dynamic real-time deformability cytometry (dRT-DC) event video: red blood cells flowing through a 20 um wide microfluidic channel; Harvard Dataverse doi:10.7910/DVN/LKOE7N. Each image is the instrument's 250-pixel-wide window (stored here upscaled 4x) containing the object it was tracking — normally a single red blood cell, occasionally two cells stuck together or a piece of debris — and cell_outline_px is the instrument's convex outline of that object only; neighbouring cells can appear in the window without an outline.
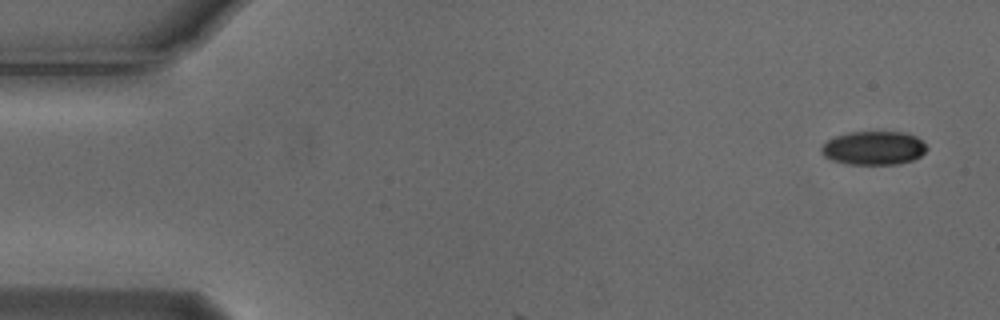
{"species": "Egyptian fruit bat (a non-hibernating species)", "species_latin": "Rousettus aegyptiacus", "temperature_condition": "cold", "stored_images_in_passage": 6, "camera_frame_rate_fps": 3000, "um_per_image_px": 0.085, "animal": {"sex": "male"}, "frame": {"image": 1, "passage_image": 1, "time_ms": 0.0, "image_size_px": [1000, 320], "cell_outline_px": [[928, 148], [920, 156], [912, 160], [896, 164], [848, 164], [832, 160], [824, 156], [820, 152], [820, 148], [828, 140], [836, 136], [848, 132], [908, 132], [916, 136]], "centroid_in_image_um": [74.25, 12.58], "position_along_channel_um": 10.7, "area_um2": 20.63}}
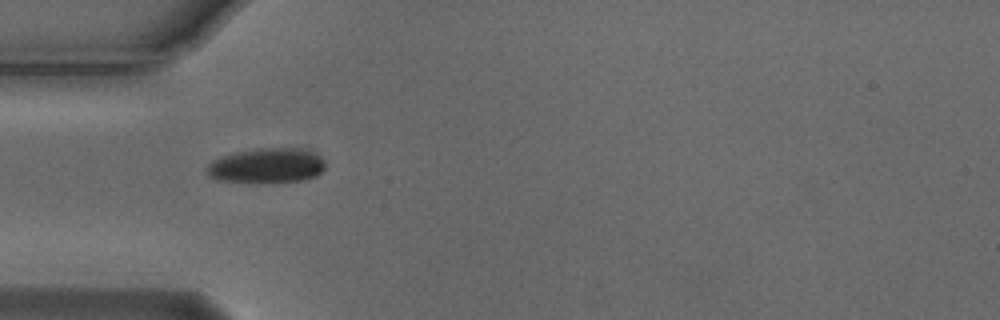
{"frame": {"image": 2, "passage_image": 5, "time_ms": 1.333, "image_size_px": [1000, 320], "cell_outline_px": [[324, 168], [316, 176], [300, 180], [220, 180], [208, 176], [208, 164], [212, 160], [220, 156], [236, 152], [256, 148], [300, 148], [312, 152], [320, 156], [324, 160]], "centroid_in_image_um": [22.68, 14.02], "position_along_channel_um": 62.3, "area_um2": 23.18}}
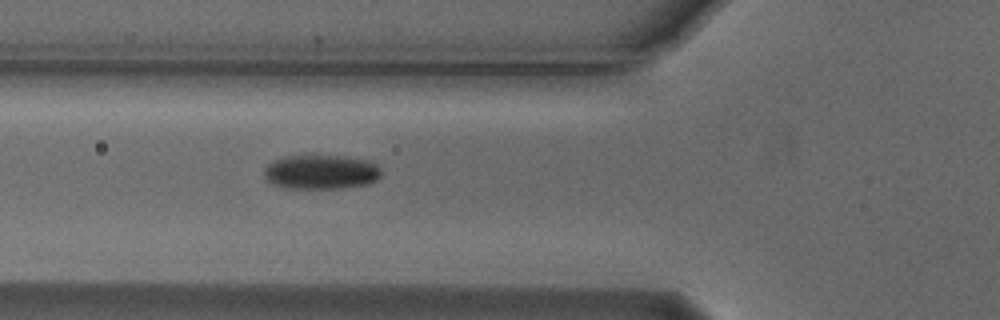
{"frame": {"image": 3, "passage_image": 6, "time_ms": 1.667, "image_size_px": [1000, 320], "cell_outline_px": [[380, 176], [376, 180], [368, 184], [344, 188], [288, 188], [272, 184], [264, 180], [264, 168], [272, 160], [284, 156], [344, 156], [368, 160], [376, 164], [380, 168]], "centroid_in_image_um": [27.26, 14.62], "position_along_channel_um": 98.5, "area_um2": 23.64}}